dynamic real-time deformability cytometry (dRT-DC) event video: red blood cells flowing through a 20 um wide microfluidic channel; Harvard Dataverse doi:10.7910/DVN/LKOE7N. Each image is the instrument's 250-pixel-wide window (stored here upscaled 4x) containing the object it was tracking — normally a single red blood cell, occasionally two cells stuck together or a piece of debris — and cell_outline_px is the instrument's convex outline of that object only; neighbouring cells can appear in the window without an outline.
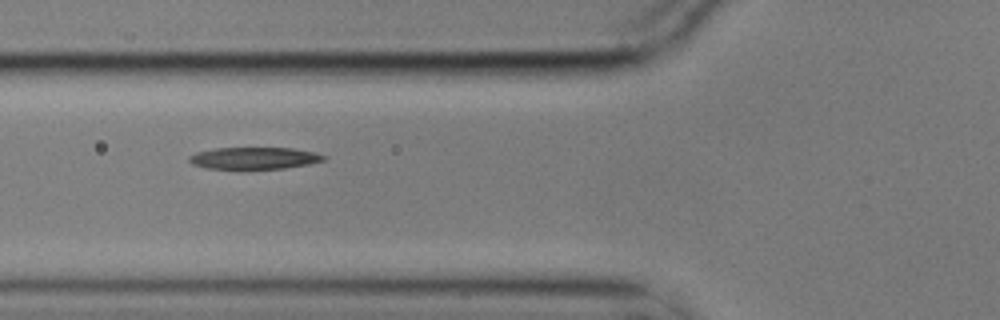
{"species": "common noctule bat (a hibernating species)", "species_latin": "Nyctalus noctula", "temperature_condition": "cold", "stored_images_in_passage": 8, "camera_frame_rate_fps": 3000, "um_per_image_px": 0.085, "animal": {"sex": "male", "body_mass_g": 17.9}, "frame": {"image": 1, "passage_image": 6, "time_ms": 1.667, "image_size_px": [1000, 320], "cell_outline_px": [[328, 156], [324, 160], [308, 164], [284, 168], [240, 172], [204, 168], [192, 164], [188, 160], [188, 156], [196, 152], [216, 148], [292, 148], [316, 152]], "centroid_in_image_um": [21.55, 13.49], "position_along_channel_um": 104.3, "area_um2": 18.21}}
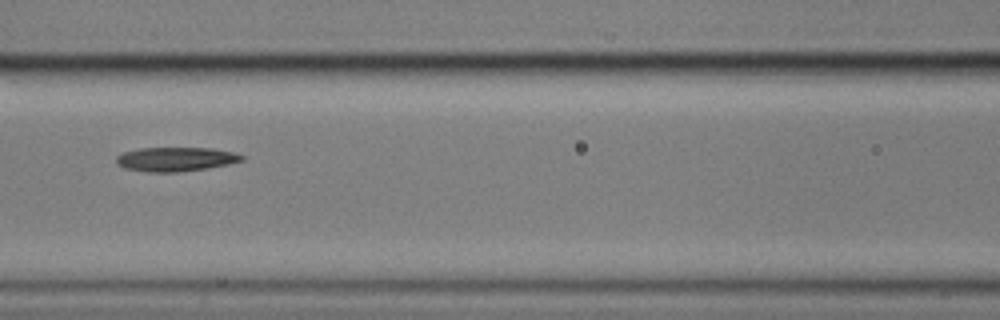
{"frame": {"image": 2, "passage_image": 7, "time_ms": 2.0, "image_size_px": [1000, 320], "cell_outline_px": [[244, 160], [228, 164], [208, 168], [176, 172], [148, 172], [124, 168], [116, 164], [116, 156], [124, 152], [140, 148], [212, 148], [236, 152], [244, 156]], "centroid_in_image_um": [14.94, 13.53], "position_along_channel_um": 151.7, "area_um2": 17.74}}
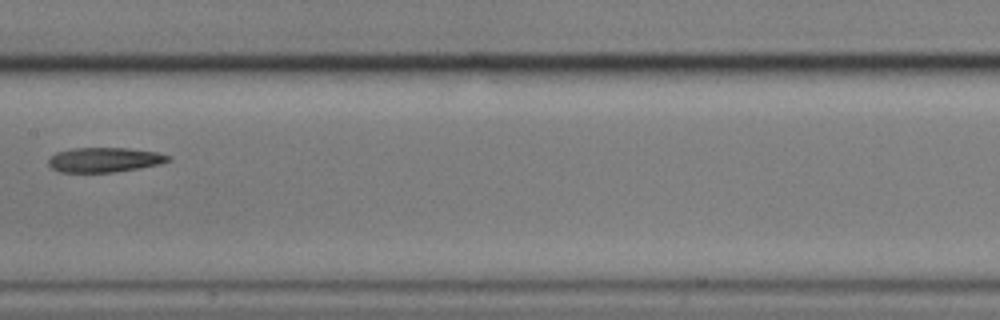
{"frame": {"image": 3, "passage_image": 8, "time_ms": 2.333, "image_size_px": [1000, 320], "cell_outline_px": [[172, 160], [160, 164], [112, 172], [60, 172], [52, 168], [48, 164], [48, 160], [56, 152], [72, 148], [128, 148], [156, 152], [172, 156]], "centroid_in_image_um": [8.89, 13.57], "position_along_channel_um": 198.5, "area_um2": 17.17}}